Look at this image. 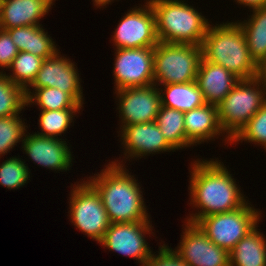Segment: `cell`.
<instances>
[{"instance_id":"cell-14","label":"cell","mask_w":266,"mask_h":266,"mask_svg":"<svg viewBox=\"0 0 266 266\" xmlns=\"http://www.w3.org/2000/svg\"><path fill=\"white\" fill-rule=\"evenodd\" d=\"M58 51L55 55L44 59L41 69L33 83V88H57L68 93L78 104L83 105V95L79 73L75 69L74 63L68 58L59 55Z\"/></svg>"},{"instance_id":"cell-29","label":"cell","mask_w":266,"mask_h":266,"mask_svg":"<svg viewBox=\"0 0 266 266\" xmlns=\"http://www.w3.org/2000/svg\"><path fill=\"white\" fill-rule=\"evenodd\" d=\"M248 141L254 142L266 149V103L231 139V143Z\"/></svg>"},{"instance_id":"cell-10","label":"cell","mask_w":266,"mask_h":266,"mask_svg":"<svg viewBox=\"0 0 266 266\" xmlns=\"http://www.w3.org/2000/svg\"><path fill=\"white\" fill-rule=\"evenodd\" d=\"M143 7L132 8L117 25L112 39L115 49L155 47L159 43L154 10L149 1Z\"/></svg>"},{"instance_id":"cell-5","label":"cell","mask_w":266,"mask_h":266,"mask_svg":"<svg viewBox=\"0 0 266 266\" xmlns=\"http://www.w3.org/2000/svg\"><path fill=\"white\" fill-rule=\"evenodd\" d=\"M262 87V88H261ZM266 86L258 78L240 79L217 106L220 126L231 139L266 103Z\"/></svg>"},{"instance_id":"cell-13","label":"cell","mask_w":266,"mask_h":266,"mask_svg":"<svg viewBox=\"0 0 266 266\" xmlns=\"http://www.w3.org/2000/svg\"><path fill=\"white\" fill-rule=\"evenodd\" d=\"M119 98L121 127L156 120L161 108L159 88L155 84L144 87H129L115 90Z\"/></svg>"},{"instance_id":"cell-36","label":"cell","mask_w":266,"mask_h":266,"mask_svg":"<svg viewBox=\"0 0 266 266\" xmlns=\"http://www.w3.org/2000/svg\"><path fill=\"white\" fill-rule=\"evenodd\" d=\"M94 1V6L98 7H102V6H106L107 4L109 5V3H111V1L113 0H93Z\"/></svg>"},{"instance_id":"cell-24","label":"cell","mask_w":266,"mask_h":266,"mask_svg":"<svg viewBox=\"0 0 266 266\" xmlns=\"http://www.w3.org/2000/svg\"><path fill=\"white\" fill-rule=\"evenodd\" d=\"M155 122L164 138L175 150L192 145L186 138L184 112L161 106Z\"/></svg>"},{"instance_id":"cell-17","label":"cell","mask_w":266,"mask_h":266,"mask_svg":"<svg viewBox=\"0 0 266 266\" xmlns=\"http://www.w3.org/2000/svg\"><path fill=\"white\" fill-rule=\"evenodd\" d=\"M239 80L223 66L201 58L195 81L205 103L218 106Z\"/></svg>"},{"instance_id":"cell-20","label":"cell","mask_w":266,"mask_h":266,"mask_svg":"<svg viewBox=\"0 0 266 266\" xmlns=\"http://www.w3.org/2000/svg\"><path fill=\"white\" fill-rule=\"evenodd\" d=\"M18 51L32 53L43 59L55 55L58 50L50 35L41 25L23 26L6 30Z\"/></svg>"},{"instance_id":"cell-28","label":"cell","mask_w":266,"mask_h":266,"mask_svg":"<svg viewBox=\"0 0 266 266\" xmlns=\"http://www.w3.org/2000/svg\"><path fill=\"white\" fill-rule=\"evenodd\" d=\"M82 108H66L61 110H41L39 115V127L41 133H35L42 137H54L66 132L73 122L75 115Z\"/></svg>"},{"instance_id":"cell-34","label":"cell","mask_w":266,"mask_h":266,"mask_svg":"<svg viewBox=\"0 0 266 266\" xmlns=\"http://www.w3.org/2000/svg\"><path fill=\"white\" fill-rule=\"evenodd\" d=\"M240 5L249 6L250 9L256 10L266 7V0H236Z\"/></svg>"},{"instance_id":"cell-25","label":"cell","mask_w":266,"mask_h":266,"mask_svg":"<svg viewBox=\"0 0 266 266\" xmlns=\"http://www.w3.org/2000/svg\"><path fill=\"white\" fill-rule=\"evenodd\" d=\"M33 93L26 90L27 106L35 103L41 110H61L66 108H81L68 93L63 92L57 88L43 87L34 88Z\"/></svg>"},{"instance_id":"cell-26","label":"cell","mask_w":266,"mask_h":266,"mask_svg":"<svg viewBox=\"0 0 266 266\" xmlns=\"http://www.w3.org/2000/svg\"><path fill=\"white\" fill-rule=\"evenodd\" d=\"M43 58L32 53L20 51L13 59L11 69L13 74L7 77L16 85L23 87L25 90H31L30 85L35 80L38 71L41 69Z\"/></svg>"},{"instance_id":"cell-6","label":"cell","mask_w":266,"mask_h":266,"mask_svg":"<svg viewBox=\"0 0 266 266\" xmlns=\"http://www.w3.org/2000/svg\"><path fill=\"white\" fill-rule=\"evenodd\" d=\"M201 58V46L159 42L154 47V84L195 81Z\"/></svg>"},{"instance_id":"cell-19","label":"cell","mask_w":266,"mask_h":266,"mask_svg":"<svg viewBox=\"0 0 266 266\" xmlns=\"http://www.w3.org/2000/svg\"><path fill=\"white\" fill-rule=\"evenodd\" d=\"M186 138L192 145L206 142L224 134L219 119L217 106L205 103L203 106L184 112Z\"/></svg>"},{"instance_id":"cell-2","label":"cell","mask_w":266,"mask_h":266,"mask_svg":"<svg viewBox=\"0 0 266 266\" xmlns=\"http://www.w3.org/2000/svg\"><path fill=\"white\" fill-rule=\"evenodd\" d=\"M115 161L88 182L99 193L111 223L147 221L149 216L139 183L124 165Z\"/></svg>"},{"instance_id":"cell-4","label":"cell","mask_w":266,"mask_h":266,"mask_svg":"<svg viewBox=\"0 0 266 266\" xmlns=\"http://www.w3.org/2000/svg\"><path fill=\"white\" fill-rule=\"evenodd\" d=\"M156 17L159 42L201 46L208 20L181 0H148Z\"/></svg>"},{"instance_id":"cell-11","label":"cell","mask_w":266,"mask_h":266,"mask_svg":"<svg viewBox=\"0 0 266 266\" xmlns=\"http://www.w3.org/2000/svg\"><path fill=\"white\" fill-rule=\"evenodd\" d=\"M152 227L150 219L139 222L111 223L100 244L111 251L135 258L143 266L152 254L144 237L145 234L152 232Z\"/></svg>"},{"instance_id":"cell-31","label":"cell","mask_w":266,"mask_h":266,"mask_svg":"<svg viewBox=\"0 0 266 266\" xmlns=\"http://www.w3.org/2000/svg\"><path fill=\"white\" fill-rule=\"evenodd\" d=\"M26 127L19 114L0 117V156L10 152L23 139Z\"/></svg>"},{"instance_id":"cell-3","label":"cell","mask_w":266,"mask_h":266,"mask_svg":"<svg viewBox=\"0 0 266 266\" xmlns=\"http://www.w3.org/2000/svg\"><path fill=\"white\" fill-rule=\"evenodd\" d=\"M209 24L203 39L202 58L223 66L239 79L257 77L258 65L252 59L244 31L238 22Z\"/></svg>"},{"instance_id":"cell-32","label":"cell","mask_w":266,"mask_h":266,"mask_svg":"<svg viewBox=\"0 0 266 266\" xmlns=\"http://www.w3.org/2000/svg\"><path fill=\"white\" fill-rule=\"evenodd\" d=\"M159 248L158 255L152 253L143 266H189L169 246L163 244Z\"/></svg>"},{"instance_id":"cell-27","label":"cell","mask_w":266,"mask_h":266,"mask_svg":"<svg viewBox=\"0 0 266 266\" xmlns=\"http://www.w3.org/2000/svg\"><path fill=\"white\" fill-rule=\"evenodd\" d=\"M27 106L26 90L0 72V117L15 116Z\"/></svg>"},{"instance_id":"cell-23","label":"cell","mask_w":266,"mask_h":266,"mask_svg":"<svg viewBox=\"0 0 266 266\" xmlns=\"http://www.w3.org/2000/svg\"><path fill=\"white\" fill-rule=\"evenodd\" d=\"M238 24L244 31L252 59L259 65L266 57V7L253 10L251 19Z\"/></svg>"},{"instance_id":"cell-22","label":"cell","mask_w":266,"mask_h":266,"mask_svg":"<svg viewBox=\"0 0 266 266\" xmlns=\"http://www.w3.org/2000/svg\"><path fill=\"white\" fill-rule=\"evenodd\" d=\"M163 86L165 93H162L163 90L159 88L162 106L187 112L205 104L202 92L196 81Z\"/></svg>"},{"instance_id":"cell-8","label":"cell","mask_w":266,"mask_h":266,"mask_svg":"<svg viewBox=\"0 0 266 266\" xmlns=\"http://www.w3.org/2000/svg\"><path fill=\"white\" fill-rule=\"evenodd\" d=\"M70 194L69 214L73 225L100 243L111 222L99 193L88 181H83L75 184Z\"/></svg>"},{"instance_id":"cell-35","label":"cell","mask_w":266,"mask_h":266,"mask_svg":"<svg viewBox=\"0 0 266 266\" xmlns=\"http://www.w3.org/2000/svg\"><path fill=\"white\" fill-rule=\"evenodd\" d=\"M257 77L265 84L266 86V57L258 65Z\"/></svg>"},{"instance_id":"cell-18","label":"cell","mask_w":266,"mask_h":266,"mask_svg":"<svg viewBox=\"0 0 266 266\" xmlns=\"http://www.w3.org/2000/svg\"><path fill=\"white\" fill-rule=\"evenodd\" d=\"M55 0H0V28L3 30L40 25Z\"/></svg>"},{"instance_id":"cell-7","label":"cell","mask_w":266,"mask_h":266,"mask_svg":"<svg viewBox=\"0 0 266 266\" xmlns=\"http://www.w3.org/2000/svg\"><path fill=\"white\" fill-rule=\"evenodd\" d=\"M248 204L247 200L238 209L207 215L196 224L210 241L230 252L243 237L259 224L261 213Z\"/></svg>"},{"instance_id":"cell-1","label":"cell","mask_w":266,"mask_h":266,"mask_svg":"<svg viewBox=\"0 0 266 266\" xmlns=\"http://www.w3.org/2000/svg\"><path fill=\"white\" fill-rule=\"evenodd\" d=\"M190 171V204L198 212L187 221L197 223L202 217L232 211L246 203L245 196L230 171L219 160H197Z\"/></svg>"},{"instance_id":"cell-12","label":"cell","mask_w":266,"mask_h":266,"mask_svg":"<svg viewBox=\"0 0 266 266\" xmlns=\"http://www.w3.org/2000/svg\"><path fill=\"white\" fill-rule=\"evenodd\" d=\"M174 251L189 266H230L229 252L215 245L195 223L186 221Z\"/></svg>"},{"instance_id":"cell-33","label":"cell","mask_w":266,"mask_h":266,"mask_svg":"<svg viewBox=\"0 0 266 266\" xmlns=\"http://www.w3.org/2000/svg\"><path fill=\"white\" fill-rule=\"evenodd\" d=\"M18 49L13 43L9 33L0 28V67L8 69L13 59L18 54Z\"/></svg>"},{"instance_id":"cell-9","label":"cell","mask_w":266,"mask_h":266,"mask_svg":"<svg viewBox=\"0 0 266 266\" xmlns=\"http://www.w3.org/2000/svg\"><path fill=\"white\" fill-rule=\"evenodd\" d=\"M115 90L154 84V47L116 49Z\"/></svg>"},{"instance_id":"cell-16","label":"cell","mask_w":266,"mask_h":266,"mask_svg":"<svg viewBox=\"0 0 266 266\" xmlns=\"http://www.w3.org/2000/svg\"><path fill=\"white\" fill-rule=\"evenodd\" d=\"M24 136L22 148L34 163L55 171H69L72 154L66 141H62L64 139L30 133Z\"/></svg>"},{"instance_id":"cell-30","label":"cell","mask_w":266,"mask_h":266,"mask_svg":"<svg viewBox=\"0 0 266 266\" xmlns=\"http://www.w3.org/2000/svg\"><path fill=\"white\" fill-rule=\"evenodd\" d=\"M29 168L21 158L11 157L0 164V185L18 189L30 178Z\"/></svg>"},{"instance_id":"cell-15","label":"cell","mask_w":266,"mask_h":266,"mask_svg":"<svg viewBox=\"0 0 266 266\" xmlns=\"http://www.w3.org/2000/svg\"><path fill=\"white\" fill-rule=\"evenodd\" d=\"M124 158H138L156 152H168L175 149L167 142L155 121L120 127ZM128 153V154H127Z\"/></svg>"},{"instance_id":"cell-21","label":"cell","mask_w":266,"mask_h":266,"mask_svg":"<svg viewBox=\"0 0 266 266\" xmlns=\"http://www.w3.org/2000/svg\"><path fill=\"white\" fill-rule=\"evenodd\" d=\"M257 227L229 252L230 266H266V239Z\"/></svg>"}]
</instances>
